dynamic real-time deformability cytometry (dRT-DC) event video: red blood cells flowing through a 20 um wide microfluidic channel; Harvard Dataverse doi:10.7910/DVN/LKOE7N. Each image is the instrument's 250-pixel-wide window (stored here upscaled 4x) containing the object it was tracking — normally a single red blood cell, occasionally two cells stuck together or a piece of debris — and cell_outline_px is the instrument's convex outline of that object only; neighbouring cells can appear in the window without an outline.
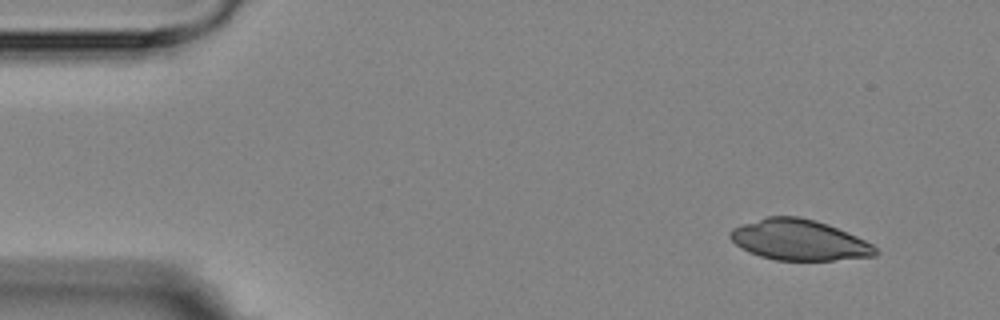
{"species": "Egyptian fruit bat (a non-hibernating species)", "species_latin": "Rousettus aegyptiacus", "temperature_condition": "room temperature", "stored_images_in_passage": 4, "segment_of_instrument_passage": [1, 2], "camera_frame_rate_fps": 3000, "um_per_image_px": 0.085, "animal": {"sex": "female"}, "frame": {"image": 1, "passage_image": 1, "time_ms": 0.0, "image_size_px": [1000, 320], "cell_outline_px": [[880, 252], [876, 256], [832, 260], [776, 260], [760, 256], [748, 252], [740, 248], [728, 236], [728, 232], [732, 228], [768, 216], [800, 216], [816, 220], [828, 224], [856, 236], [872, 244]], "centroid_in_image_um": [67.92, 20.4], "position_along_channel_um": 17.1, "area_um2": 34.45}}